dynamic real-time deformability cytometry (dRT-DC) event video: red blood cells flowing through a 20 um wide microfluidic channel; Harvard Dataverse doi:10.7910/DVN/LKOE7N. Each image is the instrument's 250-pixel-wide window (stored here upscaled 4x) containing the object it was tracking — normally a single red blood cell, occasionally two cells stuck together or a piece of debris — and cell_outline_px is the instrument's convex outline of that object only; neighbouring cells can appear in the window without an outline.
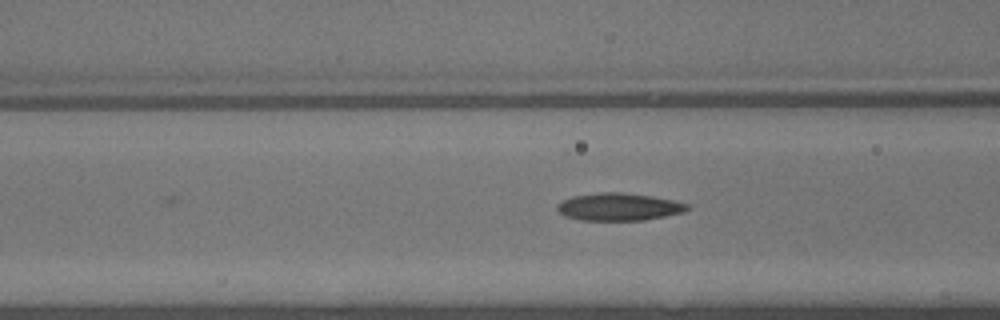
{"species": "common noctule bat (a hibernating species)", "species_latin": "Nyctalus noctula", "temperature_condition": "warm", "stored_images_in_passage": 6, "camera_frame_rate_fps": 3000, "um_per_image_px": 0.085, "animal": {"sex": "male", "body_mass_g": 13.3}, "frame": {"image": 1, "passage_image": 6, "time_ms": 1.667, "image_size_px": [1000, 320], "cell_outline_px": [[692, 208], [684, 212], [644, 220], [580, 220], [564, 216], [556, 208], [564, 200], [572, 196], [600, 192], [620, 192], [652, 196], [672, 200], [688, 204]], "centroid_in_image_um": [52.63, 17.58], "position_along_channel_um": 114.0, "area_um2": 20.75}}